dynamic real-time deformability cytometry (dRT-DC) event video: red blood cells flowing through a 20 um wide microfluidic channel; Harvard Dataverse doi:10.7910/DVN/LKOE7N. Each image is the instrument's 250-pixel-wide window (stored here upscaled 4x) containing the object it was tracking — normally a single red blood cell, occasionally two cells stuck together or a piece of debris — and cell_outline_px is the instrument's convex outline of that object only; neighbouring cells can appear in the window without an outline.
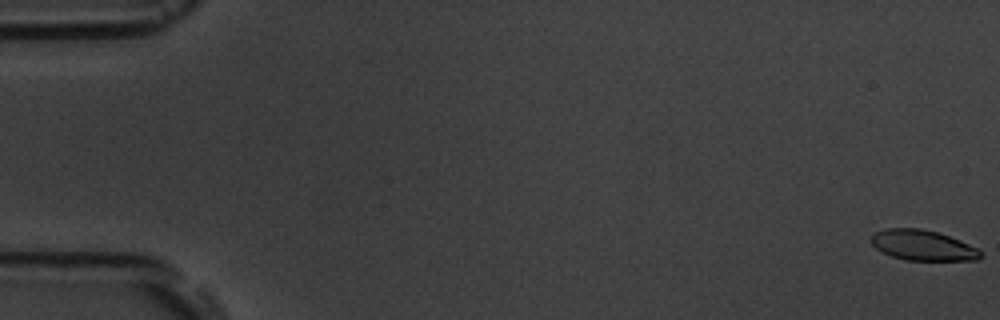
{"species": "common noctule bat (a hibernating species)", "species_latin": "Nyctalus noctula", "temperature_condition": "room temperature", "stored_images_in_passage": 6, "camera_frame_rate_fps": 3000, "um_per_image_px": 0.085, "animal": {"sex": "male", "body_mass_g": 19.5, "forearm_length_mm": 54.6}, "frame": {"image": 1, "passage_image": 1, "time_ms": 0.0, "image_size_px": [1000, 320], "cell_outline_px": [[984, 256], [980, 260], [904, 260], [892, 256], [876, 248], [868, 240], [876, 232], [888, 228], [920, 228], [936, 232], [960, 240], [980, 248]], "centroid_in_image_um": [78.49, 20.86], "position_along_channel_um": 6.5, "area_um2": 19.48}}
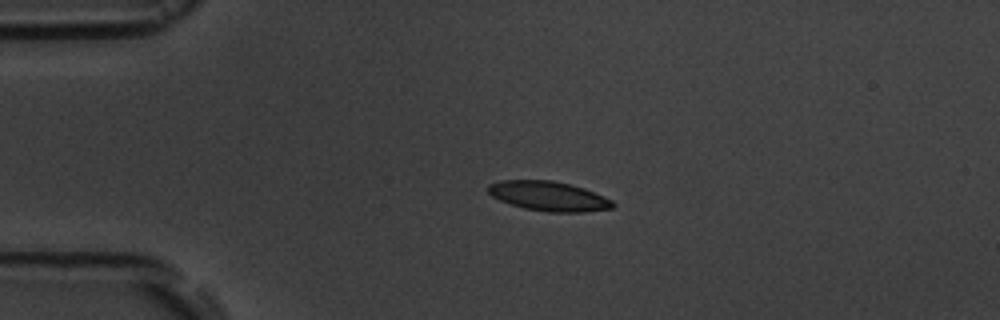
{"frame": {"image": 2, "passage_image": 5, "time_ms": 4.333, "image_size_px": [1000, 320], "cell_outline_px": [[616, 204], [612, 208], [584, 212], [548, 212], [524, 208], [500, 200], [492, 196], [488, 192], [488, 184], [504, 180], [552, 180], [584, 188], [604, 196], [612, 200]], "centroid_in_image_um": [46.65, 16.67], "position_along_channel_um": 38.3, "area_um2": 21.39}}